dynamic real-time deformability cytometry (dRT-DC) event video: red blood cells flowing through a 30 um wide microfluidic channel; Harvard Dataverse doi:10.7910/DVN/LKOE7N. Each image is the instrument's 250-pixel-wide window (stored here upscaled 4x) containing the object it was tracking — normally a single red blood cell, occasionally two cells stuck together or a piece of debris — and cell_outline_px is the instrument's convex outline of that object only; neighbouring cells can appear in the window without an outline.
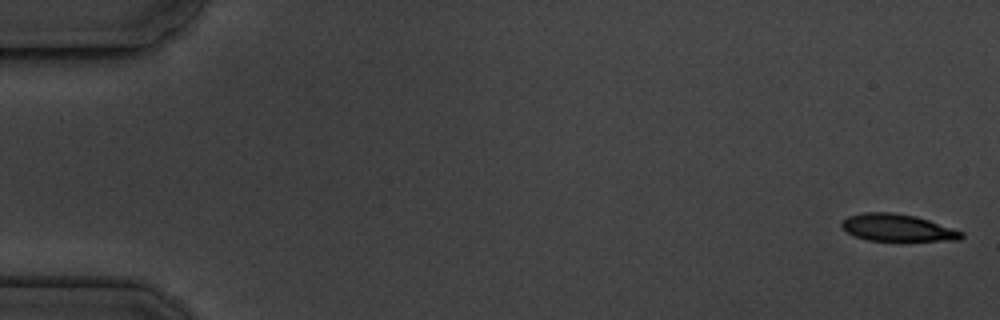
{"species": "common noctule bat (a hibernating species)", "species_latin": "Nyctalus noctula", "temperature_condition": "cold", "stored_images_in_passage": 8, "camera_frame_rate_fps": 3000, "um_per_image_px": 0.085, "animal": {"sex": "male", "body_mass_g": 19.5, "forearm_length_mm": 54.6}, "frame": {"image": 1, "passage_image": 1, "time_ms": 0.0, "image_size_px": [1000, 320], "cell_outline_px": [[964, 236], [960, 240], [868, 240], [856, 236], [848, 232], [840, 224], [848, 216], [864, 212], [892, 212], [916, 216], [964, 232]], "centroid_in_image_um": [76.29, 19.34], "position_along_channel_um": 8.7, "area_um2": 18.61}}
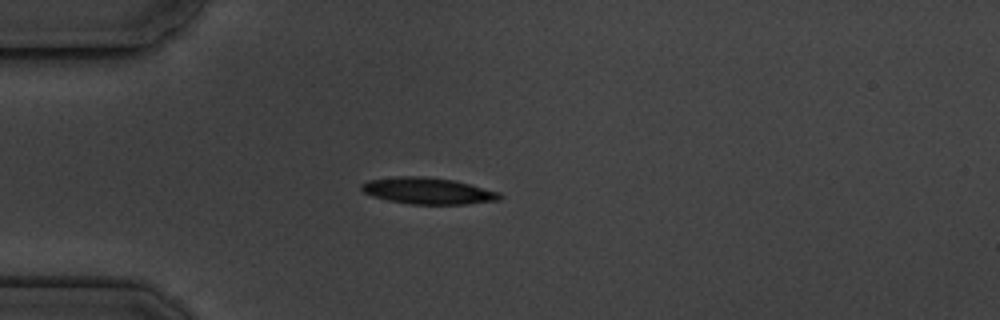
{"frame": {"image": 2, "passage_image": 5, "time_ms": 4.667, "image_size_px": [1000, 320], "cell_outline_px": [[504, 196], [500, 200], [464, 204], [408, 204], [388, 200], [372, 196], [364, 192], [360, 188], [360, 184], [368, 180], [396, 176], [424, 176], [452, 180], [500, 192]], "centroid_in_image_um": [36.35, 16.22], "position_along_channel_um": 48.6, "area_um2": 21.33}}
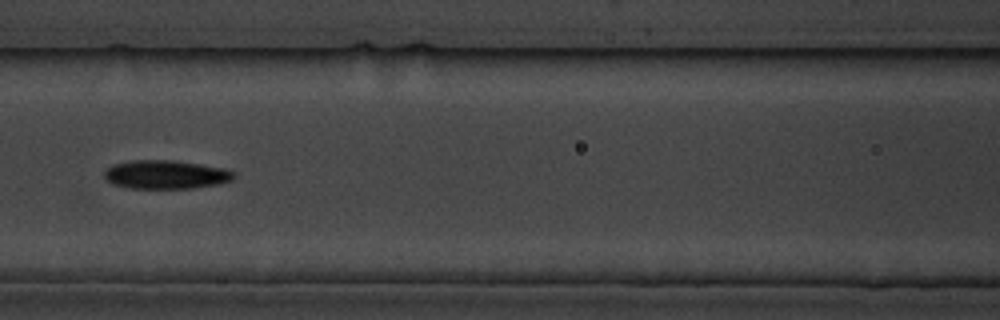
{"frame": {"image": 3, "passage_image": 8, "time_ms": 8.0, "image_size_px": [1000, 320], "cell_outline_px": [[236, 176], [232, 180], [216, 184], [192, 188], [128, 188], [112, 184], [104, 176], [104, 172], [112, 164], [132, 160], [172, 160], [200, 164], [224, 168], [236, 172]], "centroid_in_image_um": [14.09, 14.83], "position_along_channel_um": 152.5, "area_um2": 21.62}}